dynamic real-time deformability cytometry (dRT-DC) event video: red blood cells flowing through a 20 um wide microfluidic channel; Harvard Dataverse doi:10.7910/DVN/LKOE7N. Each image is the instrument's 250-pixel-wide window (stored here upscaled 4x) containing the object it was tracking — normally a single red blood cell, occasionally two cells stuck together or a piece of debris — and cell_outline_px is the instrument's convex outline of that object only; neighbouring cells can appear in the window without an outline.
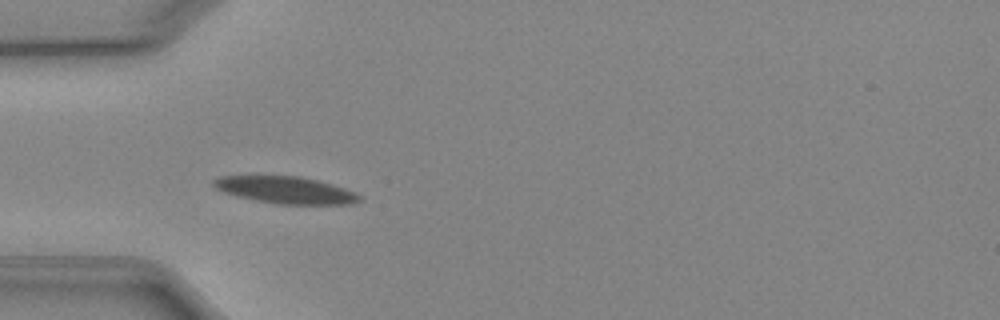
{"species": "Egyptian fruit bat (a non-hibernating species)", "species_latin": "Rousettus aegyptiacus", "temperature_condition": "cold", "stored_images_in_passage": 37, "camera_frame_rate_fps": 3000, "um_per_image_px": 0.085, "animal": {"sex": "female"}, "frame": {"image": 1, "passage_image": 1, "time_ms": 0.0, "image_size_px": [1000, 320], "cell_outline_px": [[356, 196], [352, 200], [320, 204], [268, 200], [232, 192], [216, 184], [216, 180], [232, 176], [280, 176], [308, 180], [336, 188], [348, 192]], "centroid_in_image_um": [24.18, 16.1], "position_along_channel_um": 60.8, "area_um2": 18.5}}
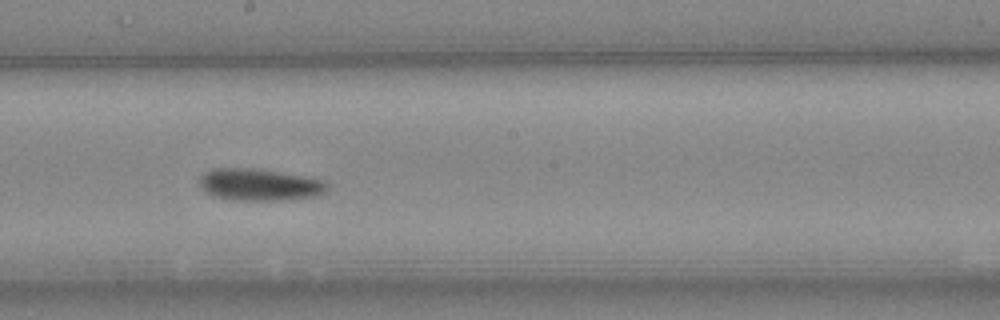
{"frame": {"image": 2, "passage_image": 14, "time_ms": 4.333, "image_size_px": [1000, 320], "cell_outline_px": [[320, 188], [312, 192], [280, 196], [240, 196], [216, 192], [204, 184], [204, 180], [212, 172], [260, 172], [308, 180], [320, 184]], "centroid_in_image_um": [21.94, 15.66], "position_along_channel_um": 226.3, "area_um2": 15.78}}
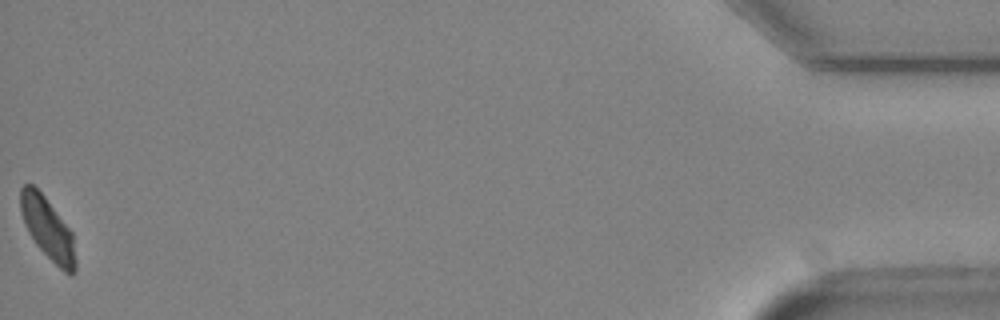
{"frame": {"image": 3, "passage_image": 37, "time_ms": 12.0, "image_size_px": [1000, 320], "cell_outline_px": [[72, 272], [68, 272], [56, 264], [48, 256], [32, 236], [24, 220], [20, 204], [20, 192], [24, 184], [32, 184], [40, 192], [72, 232]], "centroid_in_image_um": [3.99, 19.29], "position_along_channel_um": 431.2, "area_um2": 17.92}}